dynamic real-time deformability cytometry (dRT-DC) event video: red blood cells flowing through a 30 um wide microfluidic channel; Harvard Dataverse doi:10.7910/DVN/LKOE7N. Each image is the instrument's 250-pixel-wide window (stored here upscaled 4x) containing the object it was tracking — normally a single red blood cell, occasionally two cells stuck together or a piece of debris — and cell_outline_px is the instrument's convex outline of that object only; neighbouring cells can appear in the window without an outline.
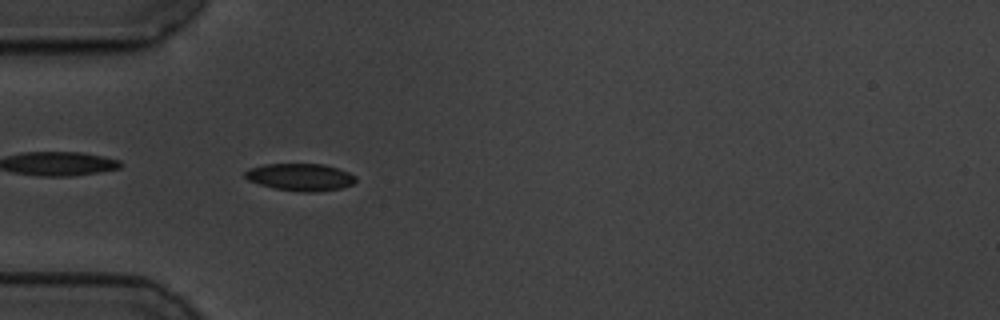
{"species": "common noctule bat (a hibernating species)", "species_latin": "Nyctalus noctula", "temperature_condition": "cold", "stored_images_in_passage": 42, "camera_frame_rate_fps": 3000, "um_per_image_px": 0.085, "animal": {"sex": "male", "body_mass_g": 19.5, "forearm_length_mm": 54.6}, "frame": {"image": 1, "passage_image": 2, "time_ms": 0.333, "image_size_px": [1000, 320], "cell_outline_px": [[356, 180], [352, 184], [340, 188], [316, 192], [300, 192], [276, 188], [260, 184], [248, 180], [244, 176], [244, 172], [248, 168], [264, 164], [324, 164], [348, 172], [356, 176]], "centroid_in_image_um": [25.51, 15.05], "position_along_channel_um": 59.5, "area_um2": 17.51}}
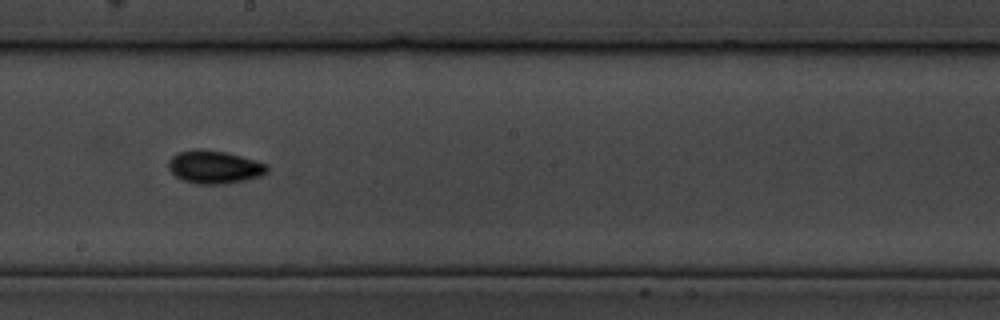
{"frame": {"image": 2, "passage_image": 17, "time_ms": 5.333, "image_size_px": [1000, 320], "cell_outline_px": [[268, 172], [260, 176], [244, 180], [224, 184], [196, 184], [180, 180], [168, 168], [168, 160], [176, 152], [196, 148], [200, 148], [224, 152], [256, 160], [268, 164]], "centroid_in_image_um": [18.19, 14.19], "position_along_channel_um": 230.0, "area_um2": 19.19}}
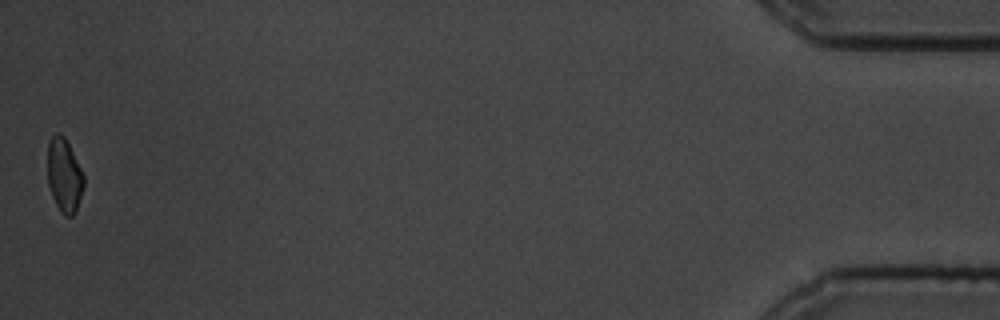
{"frame": {"image": 3, "passage_image": 42, "time_ms": 13.667, "image_size_px": [1000, 320], "cell_outline_px": [[84, 184], [76, 212], [72, 216], [64, 216], [60, 212], [52, 196], [48, 184], [48, 140], [56, 132], [60, 132], [64, 136], [84, 176]], "centroid_in_image_um": [5.45, 14.91], "position_along_channel_um": 429.8, "area_um2": 15.49}, "authors_computed_cell_mechanics": {"area_um2": 16.9354, "velocity_mm_per_s": 3.4845, "shape_relaxation_time_tau1_ms": 2.9263, "shape_relaxation_time_tau2_ms": 8.2121, "deformation_change_tau1": 0.0839, "deformation_change_tau2": 0.1065}}